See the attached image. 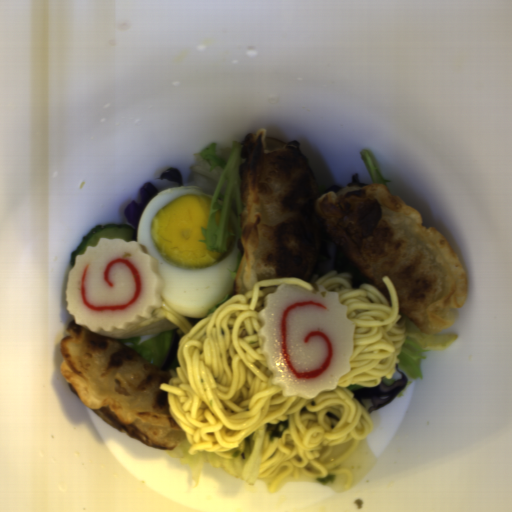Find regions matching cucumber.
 Instances as JSON below:
<instances>
[{"instance_id": "obj_1", "label": "cucumber", "mask_w": 512, "mask_h": 512, "mask_svg": "<svg viewBox=\"0 0 512 512\" xmlns=\"http://www.w3.org/2000/svg\"><path fill=\"white\" fill-rule=\"evenodd\" d=\"M100 238L107 239H123L126 242H134L132 227L125 224H98L90 232H88L82 239L81 243L71 253L70 262L73 268L75 257L84 254L87 247L97 246Z\"/></svg>"}]
</instances>
